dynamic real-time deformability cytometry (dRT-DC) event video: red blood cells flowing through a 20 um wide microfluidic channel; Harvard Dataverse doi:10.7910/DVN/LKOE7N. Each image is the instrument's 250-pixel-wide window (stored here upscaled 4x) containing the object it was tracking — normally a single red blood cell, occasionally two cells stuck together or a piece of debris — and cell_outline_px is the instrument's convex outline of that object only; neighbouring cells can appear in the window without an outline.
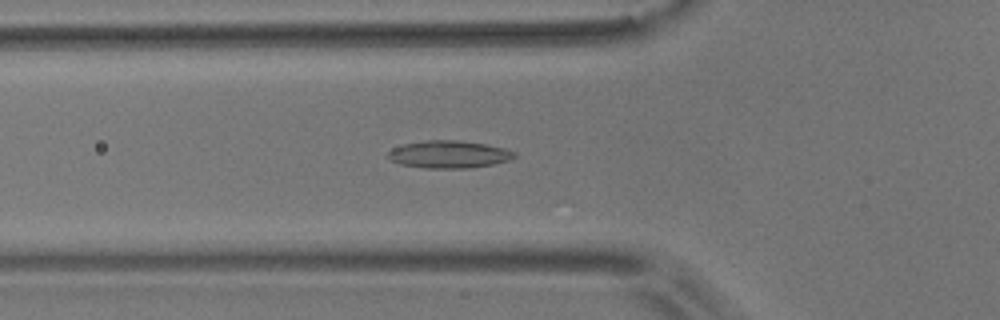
{"species": "common noctule bat (a hibernating species)", "species_latin": "Nyctalus noctula", "temperature_condition": "room temperature", "stored_images_in_passage": 39, "camera_frame_rate_fps": 3000, "um_per_image_px": 0.085, "animal": {"sex": "male", "body_mass_g": 17.9}, "frame": {"image": 1, "passage_image": 3, "time_ms": 0.667, "image_size_px": [1000, 320], "cell_outline_px": [[516, 156], [508, 160], [492, 164], [468, 168], [424, 168], [400, 164], [392, 160], [388, 156], [388, 152], [392, 148], [404, 144], [428, 140], [456, 140], [484, 144], [504, 148], [516, 152]], "centroid_in_image_um": [38.15, 13.12], "position_along_channel_um": 87.7, "area_um2": 20.0}}
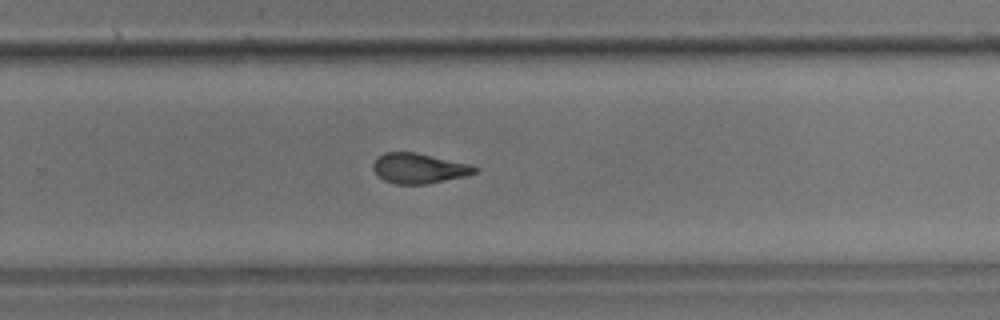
{"frame": {"image": 2, "passage_image": 20, "time_ms": 6.333, "image_size_px": [1000, 320], "cell_outline_px": [[480, 168], [476, 172], [464, 176], [428, 184], [396, 184], [384, 180], [372, 168], [372, 164], [384, 152], [412, 152], [468, 164]], "centroid_in_image_um": [35.59, 14.32], "position_along_channel_um": 294.2, "area_um2": 17.46}}
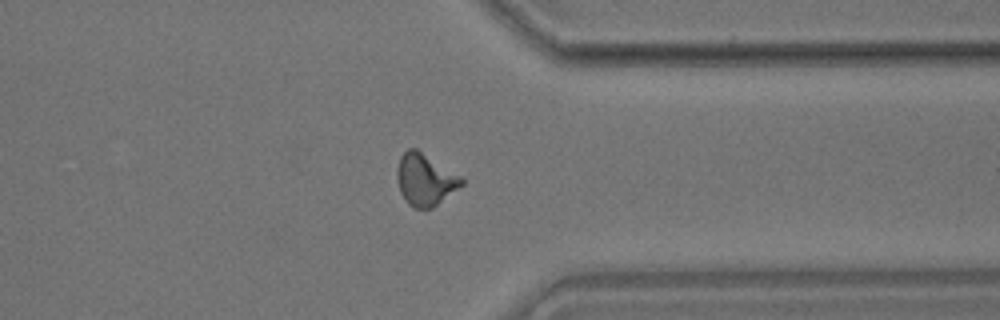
{"frame": {"image": 3, "passage_image": 27, "time_ms": 8.667, "image_size_px": [1000, 320], "cell_outline_px": [[464, 184], [432, 208], [412, 208], [408, 204], [400, 192], [396, 176], [396, 168], [400, 156], [408, 148], [416, 148], [460, 176], [464, 180]], "centroid_in_image_um": [36.1, 15.27], "position_along_channel_um": 375.3, "area_um2": 19.42}, "authors_computed_cell_mechanics": {"area_um2": 18.4382, "velocity_mm_per_s": 3.6379, "shape_relaxation_time_tau1_ms": 10.8465, "shape_relaxation_time_tau2_ms": 2.3767, "deformation_change_tau1": 0.2217, "deformation_change_tau2": 0.1127}}